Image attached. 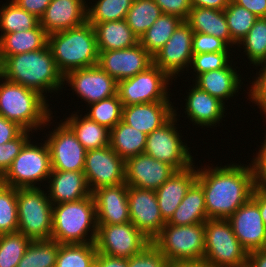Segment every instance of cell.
I'll list each match as a JSON object with an SVG mask.
<instances>
[{"mask_svg":"<svg viewBox=\"0 0 266 267\" xmlns=\"http://www.w3.org/2000/svg\"><path fill=\"white\" fill-rule=\"evenodd\" d=\"M230 0H190L191 7H205L210 9L224 10Z\"/></svg>","mask_w":266,"mask_h":267,"instance_id":"cell-57","label":"cell"},{"mask_svg":"<svg viewBox=\"0 0 266 267\" xmlns=\"http://www.w3.org/2000/svg\"><path fill=\"white\" fill-rule=\"evenodd\" d=\"M176 171L172 165L142 153L125 161V183L156 191Z\"/></svg>","mask_w":266,"mask_h":267,"instance_id":"cell-19","label":"cell"},{"mask_svg":"<svg viewBox=\"0 0 266 267\" xmlns=\"http://www.w3.org/2000/svg\"><path fill=\"white\" fill-rule=\"evenodd\" d=\"M85 0H52L39 24L48 35L78 27L87 21Z\"/></svg>","mask_w":266,"mask_h":267,"instance_id":"cell-22","label":"cell"},{"mask_svg":"<svg viewBox=\"0 0 266 267\" xmlns=\"http://www.w3.org/2000/svg\"><path fill=\"white\" fill-rule=\"evenodd\" d=\"M96 254L95 242L60 244L55 267H94Z\"/></svg>","mask_w":266,"mask_h":267,"instance_id":"cell-38","label":"cell"},{"mask_svg":"<svg viewBox=\"0 0 266 267\" xmlns=\"http://www.w3.org/2000/svg\"><path fill=\"white\" fill-rule=\"evenodd\" d=\"M130 222L151 241L161 232L163 219L154 190L128 186Z\"/></svg>","mask_w":266,"mask_h":267,"instance_id":"cell-17","label":"cell"},{"mask_svg":"<svg viewBox=\"0 0 266 267\" xmlns=\"http://www.w3.org/2000/svg\"><path fill=\"white\" fill-rule=\"evenodd\" d=\"M196 178L197 168L193 164L187 169L176 171L155 191L161 216L166 222L174 214Z\"/></svg>","mask_w":266,"mask_h":267,"instance_id":"cell-26","label":"cell"},{"mask_svg":"<svg viewBox=\"0 0 266 267\" xmlns=\"http://www.w3.org/2000/svg\"><path fill=\"white\" fill-rule=\"evenodd\" d=\"M48 45V34L38 24L32 30L21 32L1 33L0 35V64L8 57L20 53L32 52Z\"/></svg>","mask_w":266,"mask_h":267,"instance_id":"cell-28","label":"cell"},{"mask_svg":"<svg viewBox=\"0 0 266 267\" xmlns=\"http://www.w3.org/2000/svg\"><path fill=\"white\" fill-rule=\"evenodd\" d=\"M0 75L10 82L33 89L42 96L47 92L57 93L64 88V76L48 45L36 51L8 56L0 64Z\"/></svg>","mask_w":266,"mask_h":267,"instance_id":"cell-2","label":"cell"},{"mask_svg":"<svg viewBox=\"0 0 266 267\" xmlns=\"http://www.w3.org/2000/svg\"><path fill=\"white\" fill-rule=\"evenodd\" d=\"M46 192L42 187L17 189L18 232L31 241L52 236L53 205Z\"/></svg>","mask_w":266,"mask_h":267,"instance_id":"cell-6","label":"cell"},{"mask_svg":"<svg viewBox=\"0 0 266 267\" xmlns=\"http://www.w3.org/2000/svg\"><path fill=\"white\" fill-rule=\"evenodd\" d=\"M221 51H231L230 46L224 40L210 34L194 32L192 39L193 54Z\"/></svg>","mask_w":266,"mask_h":267,"instance_id":"cell-48","label":"cell"},{"mask_svg":"<svg viewBox=\"0 0 266 267\" xmlns=\"http://www.w3.org/2000/svg\"><path fill=\"white\" fill-rule=\"evenodd\" d=\"M97 228L96 205L92 194L79 201L53 205L51 239L59 244L95 242Z\"/></svg>","mask_w":266,"mask_h":267,"instance_id":"cell-5","label":"cell"},{"mask_svg":"<svg viewBox=\"0 0 266 267\" xmlns=\"http://www.w3.org/2000/svg\"><path fill=\"white\" fill-rule=\"evenodd\" d=\"M89 104L117 94L118 82L99 65L70 71L64 76V85Z\"/></svg>","mask_w":266,"mask_h":267,"instance_id":"cell-16","label":"cell"},{"mask_svg":"<svg viewBox=\"0 0 266 267\" xmlns=\"http://www.w3.org/2000/svg\"><path fill=\"white\" fill-rule=\"evenodd\" d=\"M228 220L236 238L248 253L266 248V225L260 215L259 206L251 198Z\"/></svg>","mask_w":266,"mask_h":267,"instance_id":"cell-20","label":"cell"},{"mask_svg":"<svg viewBox=\"0 0 266 267\" xmlns=\"http://www.w3.org/2000/svg\"><path fill=\"white\" fill-rule=\"evenodd\" d=\"M155 3L160 7L163 14L175 15L186 21L190 9L191 4L190 0H154Z\"/></svg>","mask_w":266,"mask_h":267,"instance_id":"cell-51","label":"cell"},{"mask_svg":"<svg viewBox=\"0 0 266 267\" xmlns=\"http://www.w3.org/2000/svg\"><path fill=\"white\" fill-rule=\"evenodd\" d=\"M91 192L102 187L125 183V160L110 145L89 150L83 170Z\"/></svg>","mask_w":266,"mask_h":267,"instance_id":"cell-13","label":"cell"},{"mask_svg":"<svg viewBox=\"0 0 266 267\" xmlns=\"http://www.w3.org/2000/svg\"><path fill=\"white\" fill-rule=\"evenodd\" d=\"M204 262L211 267H247L248 252L236 238L228 219H207Z\"/></svg>","mask_w":266,"mask_h":267,"instance_id":"cell-9","label":"cell"},{"mask_svg":"<svg viewBox=\"0 0 266 267\" xmlns=\"http://www.w3.org/2000/svg\"><path fill=\"white\" fill-rule=\"evenodd\" d=\"M231 164L197 167L196 182L204 192L208 219H228L251 198L255 188L252 164Z\"/></svg>","mask_w":266,"mask_h":267,"instance_id":"cell-1","label":"cell"},{"mask_svg":"<svg viewBox=\"0 0 266 267\" xmlns=\"http://www.w3.org/2000/svg\"><path fill=\"white\" fill-rule=\"evenodd\" d=\"M264 138L251 164L254 171L255 187L266 191V132Z\"/></svg>","mask_w":266,"mask_h":267,"instance_id":"cell-50","label":"cell"},{"mask_svg":"<svg viewBox=\"0 0 266 267\" xmlns=\"http://www.w3.org/2000/svg\"><path fill=\"white\" fill-rule=\"evenodd\" d=\"M258 66H261V68L256 73V77H252V79H255L251 82L252 85L249 87L250 91L246 93L249 96V101L256 104L260 108V113L264 114L266 118V62L256 67Z\"/></svg>","mask_w":266,"mask_h":267,"instance_id":"cell-49","label":"cell"},{"mask_svg":"<svg viewBox=\"0 0 266 267\" xmlns=\"http://www.w3.org/2000/svg\"><path fill=\"white\" fill-rule=\"evenodd\" d=\"M86 106L89 112L85 116L110 130L122 120L123 105L118 94Z\"/></svg>","mask_w":266,"mask_h":267,"instance_id":"cell-41","label":"cell"},{"mask_svg":"<svg viewBox=\"0 0 266 267\" xmlns=\"http://www.w3.org/2000/svg\"><path fill=\"white\" fill-rule=\"evenodd\" d=\"M170 261L151 242L139 254L128 258V267H168Z\"/></svg>","mask_w":266,"mask_h":267,"instance_id":"cell-46","label":"cell"},{"mask_svg":"<svg viewBox=\"0 0 266 267\" xmlns=\"http://www.w3.org/2000/svg\"><path fill=\"white\" fill-rule=\"evenodd\" d=\"M177 116L174 109V115L164 125L147 135L144 153L180 171L189 168L195 162L190 148L185 141L183 142L182 133L177 130Z\"/></svg>","mask_w":266,"mask_h":267,"instance_id":"cell-10","label":"cell"},{"mask_svg":"<svg viewBox=\"0 0 266 267\" xmlns=\"http://www.w3.org/2000/svg\"><path fill=\"white\" fill-rule=\"evenodd\" d=\"M230 54L232 52L229 51L193 54L189 68L192 67L191 69L196 73H193L194 77L212 70L225 68L233 62L230 60Z\"/></svg>","mask_w":266,"mask_h":267,"instance_id":"cell-45","label":"cell"},{"mask_svg":"<svg viewBox=\"0 0 266 267\" xmlns=\"http://www.w3.org/2000/svg\"><path fill=\"white\" fill-rule=\"evenodd\" d=\"M45 97L0 75V115L16 122L24 130L33 133L45 128L53 120L52 108H48V99Z\"/></svg>","mask_w":266,"mask_h":267,"instance_id":"cell-3","label":"cell"},{"mask_svg":"<svg viewBox=\"0 0 266 267\" xmlns=\"http://www.w3.org/2000/svg\"><path fill=\"white\" fill-rule=\"evenodd\" d=\"M251 199L259 206L260 215L266 225V191L255 187Z\"/></svg>","mask_w":266,"mask_h":267,"instance_id":"cell-56","label":"cell"},{"mask_svg":"<svg viewBox=\"0 0 266 267\" xmlns=\"http://www.w3.org/2000/svg\"><path fill=\"white\" fill-rule=\"evenodd\" d=\"M96 205L97 225L130 222L128 185L102 187L92 192Z\"/></svg>","mask_w":266,"mask_h":267,"instance_id":"cell-21","label":"cell"},{"mask_svg":"<svg viewBox=\"0 0 266 267\" xmlns=\"http://www.w3.org/2000/svg\"><path fill=\"white\" fill-rule=\"evenodd\" d=\"M91 24L96 32L98 51L125 49L139 43V38L130 29L125 19Z\"/></svg>","mask_w":266,"mask_h":267,"instance_id":"cell-30","label":"cell"},{"mask_svg":"<svg viewBox=\"0 0 266 267\" xmlns=\"http://www.w3.org/2000/svg\"><path fill=\"white\" fill-rule=\"evenodd\" d=\"M19 7L34 14L38 19L44 14L52 0H12Z\"/></svg>","mask_w":266,"mask_h":267,"instance_id":"cell-53","label":"cell"},{"mask_svg":"<svg viewBox=\"0 0 266 267\" xmlns=\"http://www.w3.org/2000/svg\"><path fill=\"white\" fill-rule=\"evenodd\" d=\"M134 0H93L87 5V21L89 23H103L125 19Z\"/></svg>","mask_w":266,"mask_h":267,"instance_id":"cell-40","label":"cell"},{"mask_svg":"<svg viewBox=\"0 0 266 267\" xmlns=\"http://www.w3.org/2000/svg\"><path fill=\"white\" fill-rule=\"evenodd\" d=\"M55 127L44 140L50 152L51 170L83 171L87 150L63 120Z\"/></svg>","mask_w":266,"mask_h":267,"instance_id":"cell-14","label":"cell"},{"mask_svg":"<svg viewBox=\"0 0 266 267\" xmlns=\"http://www.w3.org/2000/svg\"><path fill=\"white\" fill-rule=\"evenodd\" d=\"M7 2L0 8L1 33L32 30L39 24V19L34 14L22 9L12 0Z\"/></svg>","mask_w":266,"mask_h":267,"instance_id":"cell-36","label":"cell"},{"mask_svg":"<svg viewBox=\"0 0 266 267\" xmlns=\"http://www.w3.org/2000/svg\"><path fill=\"white\" fill-rule=\"evenodd\" d=\"M207 219L204 192L195 181L166 224L184 226L205 223Z\"/></svg>","mask_w":266,"mask_h":267,"instance_id":"cell-32","label":"cell"},{"mask_svg":"<svg viewBox=\"0 0 266 267\" xmlns=\"http://www.w3.org/2000/svg\"><path fill=\"white\" fill-rule=\"evenodd\" d=\"M29 130H23L16 138L0 145V177L11 166L22 147L31 138Z\"/></svg>","mask_w":266,"mask_h":267,"instance_id":"cell-47","label":"cell"},{"mask_svg":"<svg viewBox=\"0 0 266 267\" xmlns=\"http://www.w3.org/2000/svg\"><path fill=\"white\" fill-rule=\"evenodd\" d=\"M238 47L244 49L251 66L266 62V18H258L247 35L242 38ZM242 46V47H241Z\"/></svg>","mask_w":266,"mask_h":267,"instance_id":"cell-39","label":"cell"},{"mask_svg":"<svg viewBox=\"0 0 266 267\" xmlns=\"http://www.w3.org/2000/svg\"><path fill=\"white\" fill-rule=\"evenodd\" d=\"M31 140L25 143L11 166L0 177L1 183L18 189L38 188L43 181H48L51 173L48 145L46 142L34 144Z\"/></svg>","mask_w":266,"mask_h":267,"instance_id":"cell-8","label":"cell"},{"mask_svg":"<svg viewBox=\"0 0 266 267\" xmlns=\"http://www.w3.org/2000/svg\"><path fill=\"white\" fill-rule=\"evenodd\" d=\"M172 82L164 71L152 64L145 71L119 81L117 94L123 106L170 101L168 90Z\"/></svg>","mask_w":266,"mask_h":267,"instance_id":"cell-11","label":"cell"},{"mask_svg":"<svg viewBox=\"0 0 266 267\" xmlns=\"http://www.w3.org/2000/svg\"><path fill=\"white\" fill-rule=\"evenodd\" d=\"M30 243L20 232L0 234V267H16Z\"/></svg>","mask_w":266,"mask_h":267,"instance_id":"cell-43","label":"cell"},{"mask_svg":"<svg viewBox=\"0 0 266 267\" xmlns=\"http://www.w3.org/2000/svg\"><path fill=\"white\" fill-rule=\"evenodd\" d=\"M153 64V57L140 43L133 47L99 51L98 65L117 82L145 71Z\"/></svg>","mask_w":266,"mask_h":267,"instance_id":"cell-18","label":"cell"},{"mask_svg":"<svg viewBox=\"0 0 266 267\" xmlns=\"http://www.w3.org/2000/svg\"><path fill=\"white\" fill-rule=\"evenodd\" d=\"M190 92H187L185 114L193 125L209 128L215 127L225 118L226 105L218 98L211 96L206 91L193 84Z\"/></svg>","mask_w":266,"mask_h":267,"instance_id":"cell-24","label":"cell"},{"mask_svg":"<svg viewBox=\"0 0 266 267\" xmlns=\"http://www.w3.org/2000/svg\"><path fill=\"white\" fill-rule=\"evenodd\" d=\"M232 63L225 68L197 75L195 79L193 78V84L225 104V100L235 97L239 89H242L244 80Z\"/></svg>","mask_w":266,"mask_h":267,"instance_id":"cell-27","label":"cell"},{"mask_svg":"<svg viewBox=\"0 0 266 267\" xmlns=\"http://www.w3.org/2000/svg\"><path fill=\"white\" fill-rule=\"evenodd\" d=\"M59 247L53 239L31 241L16 267H55Z\"/></svg>","mask_w":266,"mask_h":267,"instance_id":"cell-37","label":"cell"},{"mask_svg":"<svg viewBox=\"0 0 266 267\" xmlns=\"http://www.w3.org/2000/svg\"><path fill=\"white\" fill-rule=\"evenodd\" d=\"M23 130L16 122L7 120L0 115V145L13 140Z\"/></svg>","mask_w":266,"mask_h":267,"instance_id":"cell-52","label":"cell"},{"mask_svg":"<svg viewBox=\"0 0 266 267\" xmlns=\"http://www.w3.org/2000/svg\"><path fill=\"white\" fill-rule=\"evenodd\" d=\"M151 240L131 222L98 225L95 245L98 253L130 258L139 254Z\"/></svg>","mask_w":266,"mask_h":267,"instance_id":"cell-12","label":"cell"},{"mask_svg":"<svg viewBox=\"0 0 266 267\" xmlns=\"http://www.w3.org/2000/svg\"><path fill=\"white\" fill-rule=\"evenodd\" d=\"M162 14V10L154 0H134L125 21L140 39Z\"/></svg>","mask_w":266,"mask_h":267,"instance_id":"cell-35","label":"cell"},{"mask_svg":"<svg viewBox=\"0 0 266 267\" xmlns=\"http://www.w3.org/2000/svg\"><path fill=\"white\" fill-rule=\"evenodd\" d=\"M170 262H200L205 256L204 223L165 224L151 241Z\"/></svg>","mask_w":266,"mask_h":267,"instance_id":"cell-7","label":"cell"},{"mask_svg":"<svg viewBox=\"0 0 266 267\" xmlns=\"http://www.w3.org/2000/svg\"><path fill=\"white\" fill-rule=\"evenodd\" d=\"M94 267H128V259L96 254Z\"/></svg>","mask_w":266,"mask_h":267,"instance_id":"cell-54","label":"cell"},{"mask_svg":"<svg viewBox=\"0 0 266 267\" xmlns=\"http://www.w3.org/2000/svg\"><path fill=\"white\" fill-rule=\"evenodd\" d=\"M47 183L52 205L79 201L92 194L83 171L51 170Z\"/></svg>","mask_w":266,"mask_h":267,"instance_id":"cell-25","label":"cell"},{"mask_svg":"<svg viewBox=\"0 0 266 267\" xmlns=\"http://www.w3.org/2000/svg\"><path fill=\"white\" fill-rule=\"evenodd\" d=\"M247 267H266V248L248 253Z\"/></svg>","mask_w":266,"mask_h":267,"instance_id":"cell-58","label":"cell"},{"mask_svg":"<svg viewBox=\"0 0 266 267\" xmlns=\"http://www.w3.org/2000/svg\"><path fill=\"white\" fill-rule=\"evenodd\" d=\"M168 267H211L204 261L200 262H170Z\"/></svg>","mask_w":266,"mask_h":267,"instance_id":"cell-59","label":"cell"},{"mask_svg":"<svg viewBox=\"0 0 266 267\" xmlns=\"http://www.w3.org/2000/svg\"><path fill=\"white\" fill-rule=\"evenodd\" d=\"M258 18H266V0H233Z\"/></svg>","mask_w":266,"mask_h":267,"instance_id":"cell-55","label":"cell"},{"mask_svg":"<svg viewBox=\"0 0 266 267\" xmlns=\"http://www.w3.org/2000/svg\"><path fill=\"white\" fill-rule=\"evenodd\" d=\"M193 30L186 21L175 29L166 44L153 56V64L164 71L172 80L180 72L189 70L192 53ZM188 68V69H187Z\"/></svg>","mask_w":266,"mask_h":267,"instance_id":"cell-15","label":"cell"},{"mask_svg":"<svg viewBox=\"0 0 266 267\" xmlns=\"http://www.w3.org/2000/svg\"><path fill=\"white\" fill-rule=\"evenodd\" d=\"M18 232L17 189L0 182V234Z\"/></svg>","mask_w":266,"mask_h":267,"instance_id":"cell-44","label":"cell"},{"mask_svg":"<svg viewBox=\"0 0 266 267\" xmlns=\"http://www.w3.org/2000/svg\"><path fill=\"white\" fill-rule=\"evenodd\" d=\"M79 114L78 110L63 122L73 131L84 148L89 151L108 146L110 144V129L90 120L85 115Z\"/></svg>","mask_w":266,"mask_h":267,"instance_id":"cell-31","label":"cell"},{"mask_svg":"<svg viewBox=\"0 0 266 267\" xmlns=\"http://www.w3.org/2000/svg\"><path fill=\"white\" fill-rule=\"evenodd\" d=\"M182 21L175 15L162 14L140 37L139 43L153 57L166 44Z\"/></svg>","mask_w":266,"mask_h":267,"instance_id":"cell-34","label":"cell"},{"mask_svg":"<svg viewBox=\"0 0 266 267\" xmlns=\"http://www.w3.org/2000/svg\"><path fill=\"white\" fill-rule=\"evenodd\" d=\"M224 15L228 24L231 39L238 44L253 27L258 19L252 12L230 0L224 9Z\"/></svg>","mask_w":266,"mask_h":267,"instance_id":"cell-42","label":"cell"},{"mask_svg":"<svg viewBox=\"0 0 266 267\" xmlns=\"http://www.w3.org/2000/svg\"><path fill=\"white\" fill-rule=\"evenodd\" d=\"M48 47L63 76L73 70L98 65L96 32L88 21L48 35Z\"/></svg>","mask_w":266,"mask_h":267,"instance_id":"cell-4","label":"cell"},{"mask_svg":"<svg viewBox=\"0 0 266 267\" xmlns=\"http://www.w3.org/2000/svg\"><path fill=\"white\" fill-rule=\"evenodd\" d=\"M186 22L193 32L213 35L224 40L231 48L237 46L231 39L224 10L191 7Z\"/></svg>","mask_w":266,"mask_h":267,"instance_id":"cell-29","label":"cell"},{"mask_svg":"<svg viewBox=\"0 0 266 267\" xmlns=\"http://www.w3.org/2000/svg\"><path fill=\"white\" fill-rule=\"evenodd\" d=\"M172 101H157L123 106L122 121L140 132L150 134L164 125L173 115Z\"/></svg>","mask_w":266,"mask_h":267,"instance_id":"cell-23","label":"cell"},{"mask_svg":"<svg viewBox=\"0 0 266 267\" xmlns=\"http://www.w3.org/2000/svg\"><path fill=\"white\" fill-rule=\"evenodd\" d=\"M147 134L138 131L122 120L110 130V147L125 161L144 153Z\"/></svg>","mask_w":266,"mask_h":267,"instance_id":"cell-33","label":"cell"}]
</instances>
